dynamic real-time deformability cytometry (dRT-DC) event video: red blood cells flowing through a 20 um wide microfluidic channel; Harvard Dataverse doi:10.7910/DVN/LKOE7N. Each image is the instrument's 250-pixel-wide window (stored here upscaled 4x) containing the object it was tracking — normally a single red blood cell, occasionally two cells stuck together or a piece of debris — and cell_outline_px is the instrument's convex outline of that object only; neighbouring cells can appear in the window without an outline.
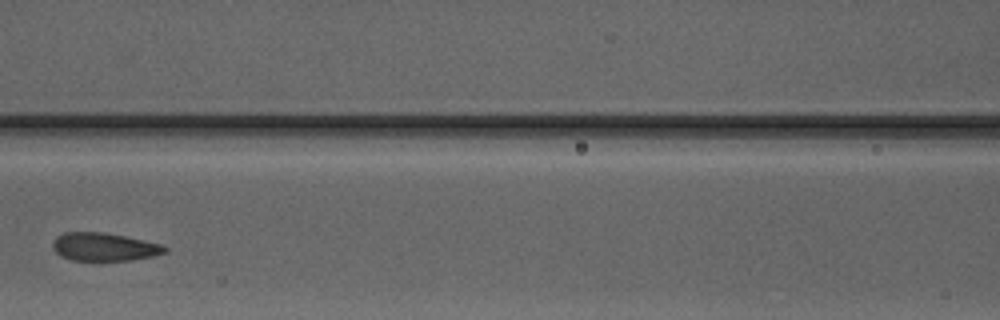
{"species": "Egyptian fruit bat (a non-hibernating species)", "species_latin": "Rousettus aegyptiacus", "temperature_condition": "warm", "stored_images_in_passage": 5, "camera_frame_rate_fps": 3000, "um_per_image_px": 0.085, "animal": {"sex": "male"}, "frame": {"image": 1, "passage_image": 5, "time_ms": 5.667, "image_size_px": [1000, 320], "cell_outline_px": [[168, 252], [152, 256], [132, 260], [72, 260], [60, 256], [52, 248], [52, 244], [56, 236], [64, 232], [104, 232], [124, 236], [160, 244], [168, 248]], "centroid_in_image_um": [8.83, 20.98], "position_along_channel_um": 157.8, "area_um2": 18.32}}